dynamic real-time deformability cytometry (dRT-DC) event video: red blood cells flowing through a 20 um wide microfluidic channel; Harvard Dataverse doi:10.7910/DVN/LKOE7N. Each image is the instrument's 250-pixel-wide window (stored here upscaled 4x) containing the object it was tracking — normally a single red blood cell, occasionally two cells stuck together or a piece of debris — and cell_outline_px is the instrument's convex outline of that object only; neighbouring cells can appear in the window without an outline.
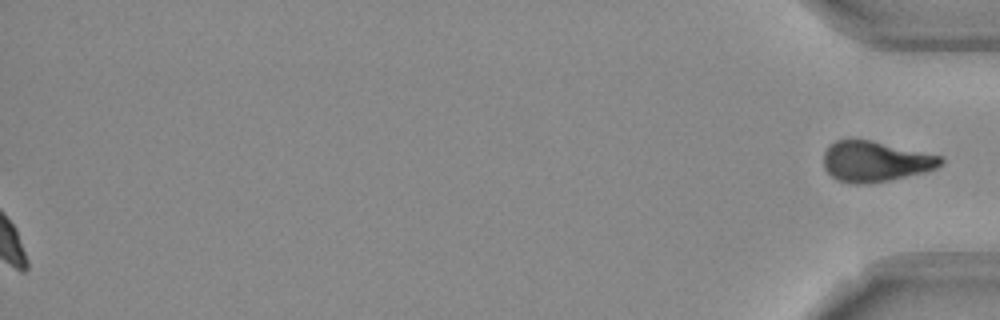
{"species": "Egyptian fruit bat (a non-hibernating species)", "species_latin": "Rousettus aegyptiacus", "temperature_condition": "room temperature", "stored_images_in_passage": 54, "segment_of_instrument_passage": [2, 2], "camera_frame_rate_fps": 3000, "um_per_image_px": 0.085, "frame": {"image": 1, "passage_image": 54, "time_ms": 17.667, "image_size_px": [1000, 320], "cell_outline_px": [[944, 164], [936, 168], [924, 172], [888, 180], [868, 184], [856, 184], [836, 180], [824, 168], [824, 152], [836, 140], [872, 140], [944, 156]], "centroid_in_image_um": [74.44, 13.72], "position_along_channel_um": 360.8, "area_um2": 27.69}}